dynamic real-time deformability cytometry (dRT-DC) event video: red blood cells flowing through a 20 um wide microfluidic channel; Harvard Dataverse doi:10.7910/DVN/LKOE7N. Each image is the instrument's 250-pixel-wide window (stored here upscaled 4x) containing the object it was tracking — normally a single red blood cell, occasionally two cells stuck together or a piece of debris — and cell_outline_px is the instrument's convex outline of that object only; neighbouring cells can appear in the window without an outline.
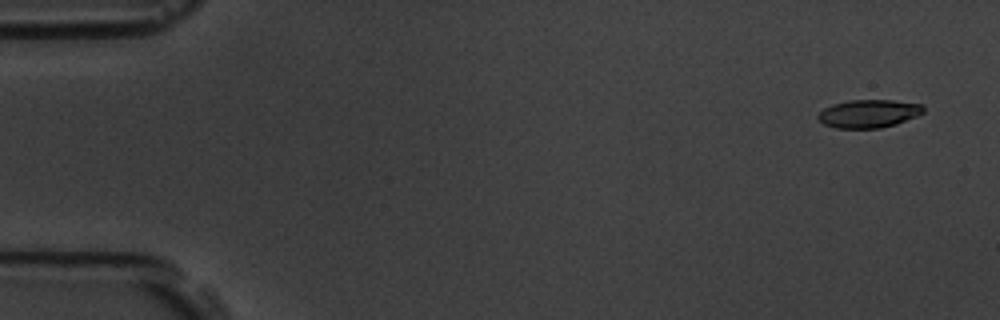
{"species": "common noctule bat (a hibernating species)", "species_latin": "Nyctalus noctula", "temperature_condition": "room temperature", "stored_images_in_passage": 5, "camera_frame_rate_fps": 3000, "um_per_image_px": 0.085, "animal": {"sex": "male", "body_mass_g": 19.5, "forearm_length_mm": 54.6}, "frame": {"image": 1, "passage_image": 1, "time_ms": 0.0, "image_size_px": [1000, 320], "cell_outline_px": [[924, 112], [916, 116], [896, 124], [880, 128], [836, 128], [824, 124], [816, 116], [824, 108], [832, 104], [848, 100], [892, 100], [924, 104]], "centroid_in_image_um": [73.85, 9.65], "position_along_channel_um": 11.2, "area_um2": 17.28}}
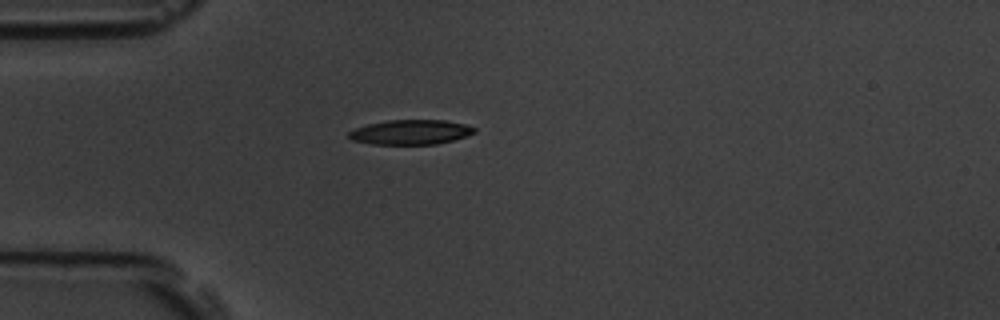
{"frame": {"image": 2, "passage_image": 4, "time_ms": 1.0, "image_size_px": [1000, 320], "cell_outline_px": [[476, 132], [452, 140], [436, 144], [372, 144], [352, 140], [348, 136], [348, 132], [356, 128], [368, 124], [388, 120], [444, 120], [464, 124], [476, 128]], "centroid_in_image_um": [34.89, 11.23], "position_along_channel_um": 50.1, "area_um2": 17.92}}